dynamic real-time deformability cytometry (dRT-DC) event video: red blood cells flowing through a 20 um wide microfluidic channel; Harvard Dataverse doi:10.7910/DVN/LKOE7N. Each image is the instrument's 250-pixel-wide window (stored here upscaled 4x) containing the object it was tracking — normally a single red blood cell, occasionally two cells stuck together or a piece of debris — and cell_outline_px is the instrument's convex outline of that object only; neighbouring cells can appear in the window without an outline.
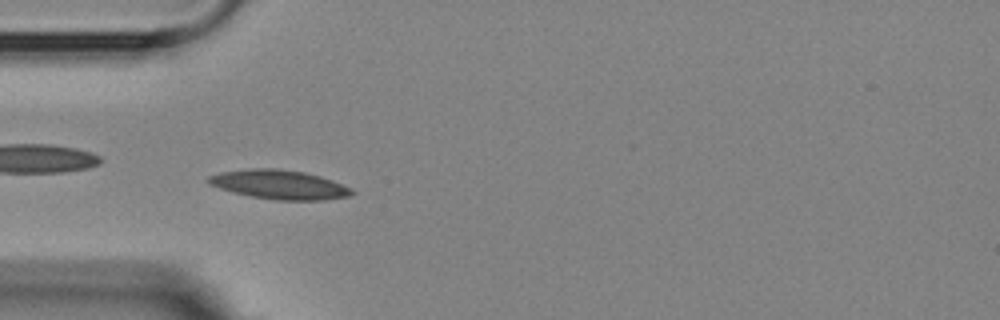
{"species": "Egyptian fruit bat (a non-hibernating species)", "species_latin": "Rousettus aegyptiacus", "temperature_condition": "room temperature", "stored_images_in_passage": 9, "camera_frame_rate_fps": 3000, "um_per_image_px": 0.085, "animal": {"sex": "female"}, "frame": {"image": 1, "passage_image": 6, "time_ms": 5.667, "image_size_px": [1000, 320], "cell_outline_px": [[356, 192], [352, 196], [324, 200], [276, 200], [252, 196], [232, 192], [208, 184], [208, 176], [220, 172], [252, 168], [276, 168], [304, 172], [320, 176], [332, 180], [352, 188]], "centroid_in_image_um": [23.78, 15.69], "position_along_channel_um": 61.2, "area_um2": 24.45}}
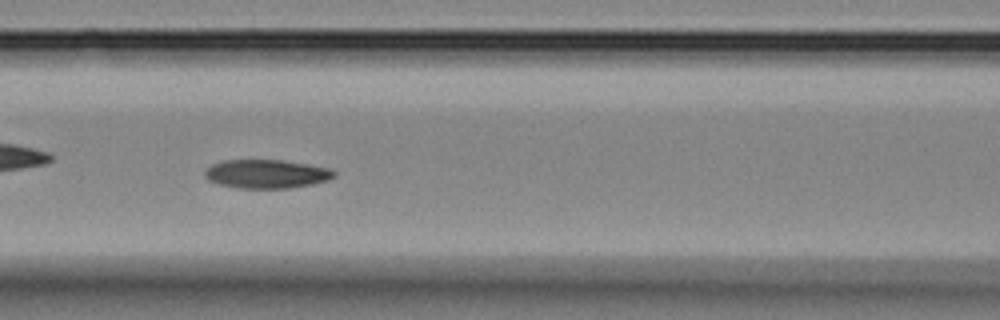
{"frame": {"image": 2, "passage_image": 8, "time_ms": 8.0, "image_size_px": [1000, 320], "cell_outline_px": [[336, 176], [328, 180], [312, 184], [288, 188], [236, 188], [220, 184], [208, 180], [204, 176], [204, 172], [212, 164], [224, 160], [284, 160], [332, 168], [336, 172]], "centroid_in_image_um": [22.68, 14.78], "position_along_channel_um": 143.9, "area_um2": 21.73}}
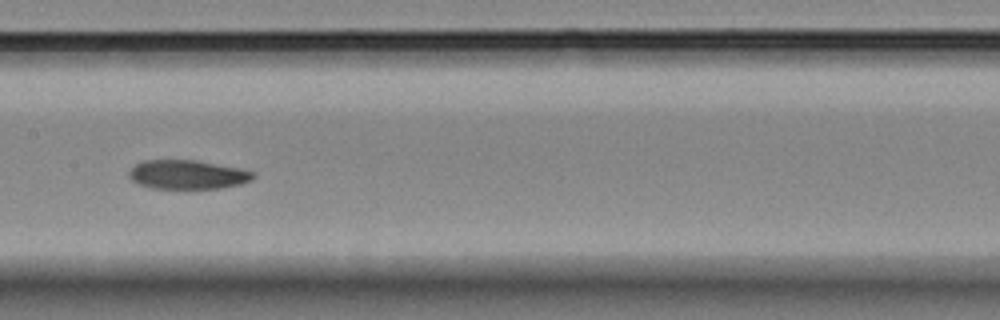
{"frame": {"image": 3, "passage_image": 9, "time_ms": 9.333, "image_size_px": [1000, 320], "cell_outline_px": [[256, 176], [252, 180], [240, 184], [220, 188], [152, 188], [140, 184], [132, 180], [128, 176], [128, 172], [136, 164], [144, 160], [196, 160], [240, 168], [252, 172]], "centroid_in_image_um": [15.94, 14.83], "position_along_channel_um": 191.5, "area_um2": 20.87}}